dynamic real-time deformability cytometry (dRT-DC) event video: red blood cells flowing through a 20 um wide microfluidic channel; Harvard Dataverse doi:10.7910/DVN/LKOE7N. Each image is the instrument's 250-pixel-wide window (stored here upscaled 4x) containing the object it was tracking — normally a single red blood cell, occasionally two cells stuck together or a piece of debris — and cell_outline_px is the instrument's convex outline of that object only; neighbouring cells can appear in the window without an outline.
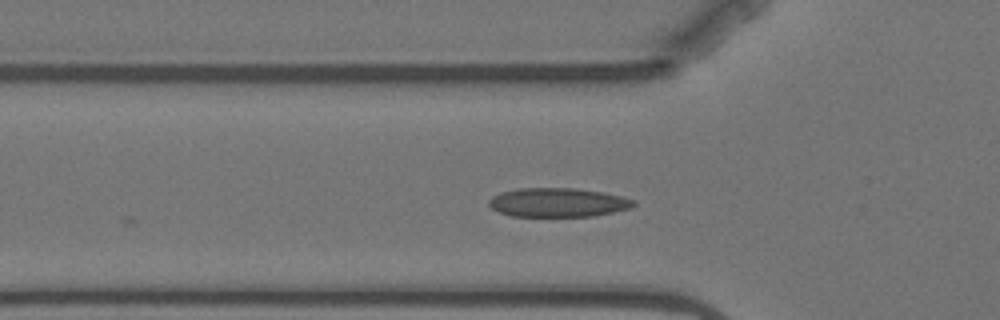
{"species": "Egyptian fruit bat (a non-hibernating species)", "species_latin": "Rousettus aegyptiacus", "temperature_condition": "warm", "stored_images_in_passage": 2, "camera_frame_rate_fps": 3000, "um_per_image_px": 0.085, "animal": {"sex": "female"}, "frame": {"image": 1, "passage_image": 2, "time_ms": 1.0, "image_size_px": [1000, 320], "cell_outline_px": [[636, 204], [632, 208], [592, 216], [512, 216], [500, 212], [492, 208], [488, 204], [488, 200], [492, 196], [500, 192], [516, 188], [572, 188], [604, 192], [620, 196], [632, 200]], "centroid_in_image_um": [47.39, 17.2], "position_along_channel_um": 78.4, "area_um2": 24.39}}